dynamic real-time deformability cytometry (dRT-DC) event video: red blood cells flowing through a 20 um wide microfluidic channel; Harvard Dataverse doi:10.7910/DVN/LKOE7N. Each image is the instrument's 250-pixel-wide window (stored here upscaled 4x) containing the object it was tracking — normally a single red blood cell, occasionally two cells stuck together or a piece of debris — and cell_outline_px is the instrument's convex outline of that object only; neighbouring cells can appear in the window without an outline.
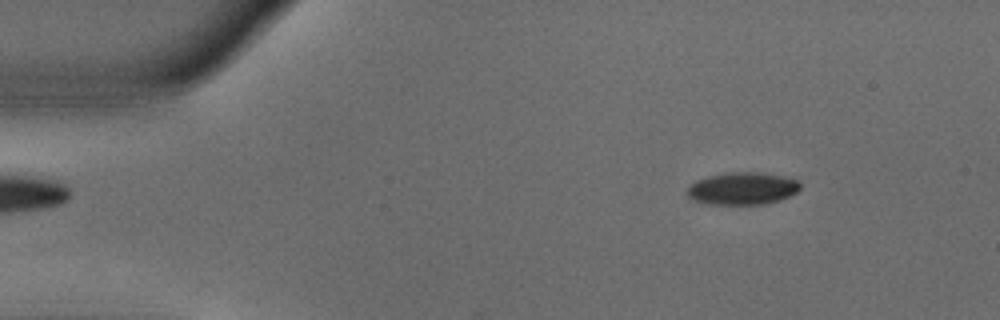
{"species": "common noctule bat (a hibernating species)", "species_latin": "Nyctalus noctula", "temperature_condition": "warm", "stored_images_in_passage": 52, "camera_frame_rate_fps": 3000, "um_per_image_px": 0.085, "animal": {"sex": "male", "body_mass_g": 18.8}, "frame": {"image": 1, "passage_image": 6, "time_ms": 1.667, "image_size_px": [1000, 320], "cell_outline_px": [[800, 188], [796, 192], [780, 200], [764, 204], [704, 204], [688, 196], [688, 188], [696, 180], [708, 176], [728, 172], [760, 172], [800, 180]], "centroid_in_image_um": [63.12, 16.02], "position_along_channel_um": 21.9, "area_um2": 21.21}}
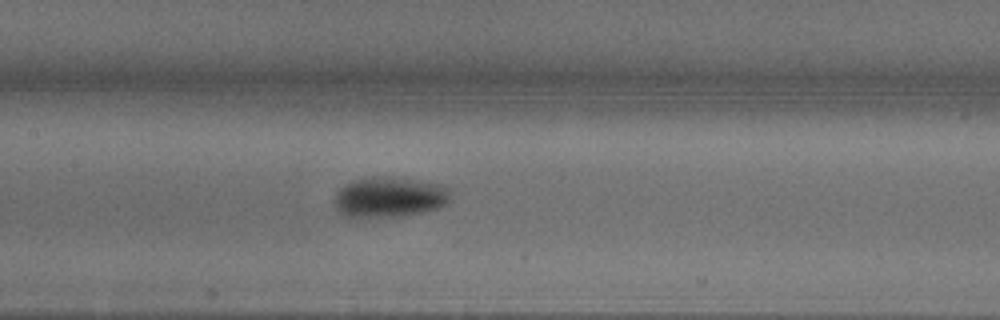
{"frame": {"image": 2, "passage_image": 24, "time_ms": 7.667, "image_size_px": [1000, 320], "cell_outline_px": [[452, 200], [440, 208], [400, 216], [344, 216], [336, 208], [332, 200], [336, 192], [344, 184], [352, 180], [380, 176], [388, 176], [448, 184], [452, 188]], "centroid_in_image_um": [33.18, 16.72], "position_along_channel_um": 174.2, "area_um2": 27.86}}
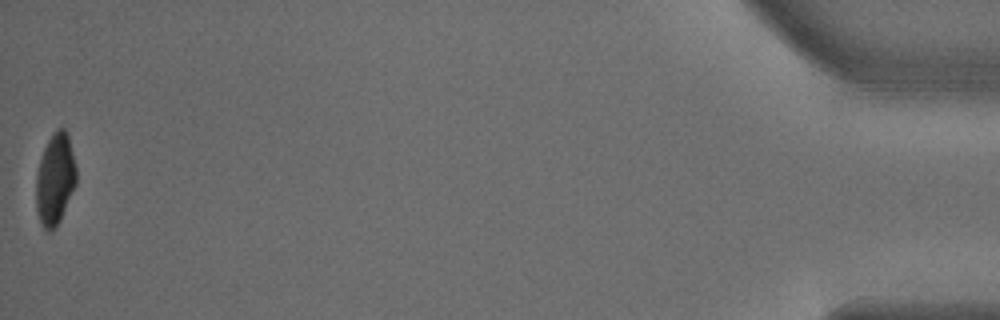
{"frame": {"image": 3, "passage_image": 52, "time_ms": 17.0, "image_size_px": [1000, 320], "cell_outline_px": [[76, 184], [60, 220], [52, 232], [48, 232], [44, 228], [40, 220], [36, 208], [36, 176], [40, 160], [44, 148], [52, 132], [56, 128], [64, 128], [68, 132], [76, 168]], "centroid_in_image_um": [4.69, 15.21], "position_along_channel_um": 430.5, "area_um2": 21.44}, "authors_computed_cell_mechanics": {"area_um2": 23.2934, "velocity_mm_per_s": 3.7916, "shape_relaxation_time_tau1_ms": 2.6581, "shape_relaxation_time_tau2_ms": null, "deformation_change_tau1": 0.1662, "deformation_change_tau2": null}}